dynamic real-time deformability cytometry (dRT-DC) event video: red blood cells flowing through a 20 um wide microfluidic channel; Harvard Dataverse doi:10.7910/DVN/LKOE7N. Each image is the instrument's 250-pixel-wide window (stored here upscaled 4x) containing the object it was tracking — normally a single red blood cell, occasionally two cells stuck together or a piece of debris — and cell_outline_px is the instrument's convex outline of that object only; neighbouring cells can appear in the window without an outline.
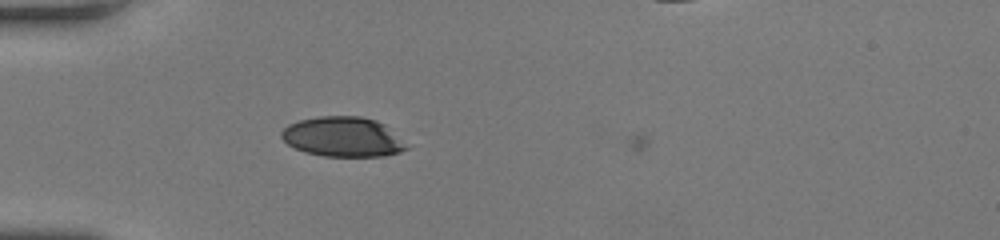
{"species": "human", "species_latin": "Homo sapiens", "temperature_condition": "room temperature", "stored_images_in_passage": 37, "segment_of_instrument_passage": [1, 2], "camera_frame_rate_fps": 3000, "um_per_image_px": 0.085, "donor": {"sex": "female"}, "frame": {"image": 1, "passage_image": 1, "time_ms": 0.0, "image_size_px": [1000, 240], "cell_outline_px": [[408, 148], [400, 152], [384, 156], [324, 156], [304, 152], [288, 144], [280, 136], [280, 132], [288, 124], [300, 120], [320, 116], [360, 116], [376, 120], [384, 124]], "centroid_in_image_um": [29.09, 11.63], "position_along_channel_um": 55.9, "area_um2": 28.73}}
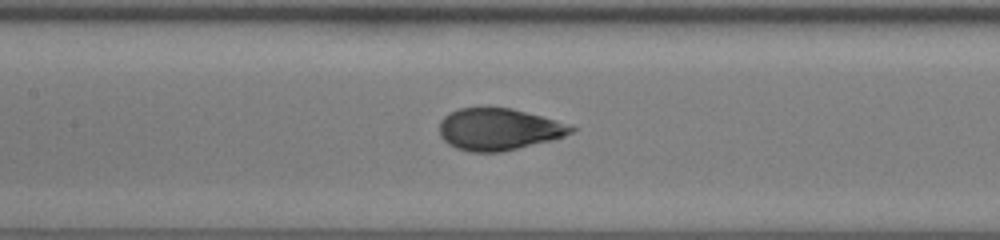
{"frame": {"image": 2, "passage_image": 10, "time_ms": 3.0, "image_size_px": [1000, 240], "cell_outline_px": [[576, 128], [572, 132], [564, 136], [552, 140], [500, 152], [468, 152], [456, 148], [448, 144], [440, 136], [440, 120], [448, 112], [460, 108], [512, 108], [556, 120], [568, 124]], "centroid_in_image_um": [42.36, 10.99], "position_along_channel_um": 165.0, "area_um2": 32.08}}
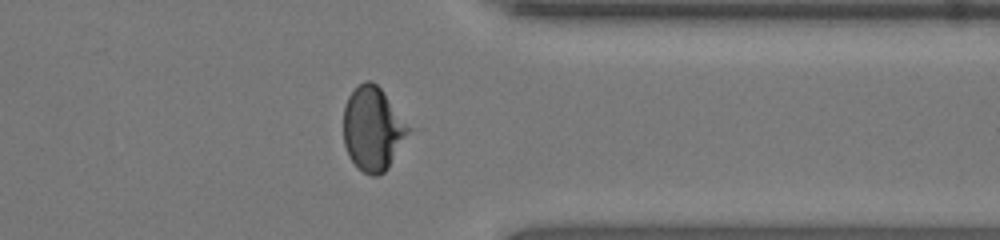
{"frame": {"image": 3, "passage_image": 26, "time_ms": 8.333, "image_size_px": [1000, 240], "cell_outline_px": [[412, 128], [388, 168], [384, 172], [376, 176], [372, 176], [364, 172], [348, 156], [344, 144], [344, 104], [348, 96], [364, 80], [372, 80], [380, 88]], "centroid_in_image_um": [31.69, 10.94], "position_along_channel_um": 379.7, "area_um2": 31.56}}